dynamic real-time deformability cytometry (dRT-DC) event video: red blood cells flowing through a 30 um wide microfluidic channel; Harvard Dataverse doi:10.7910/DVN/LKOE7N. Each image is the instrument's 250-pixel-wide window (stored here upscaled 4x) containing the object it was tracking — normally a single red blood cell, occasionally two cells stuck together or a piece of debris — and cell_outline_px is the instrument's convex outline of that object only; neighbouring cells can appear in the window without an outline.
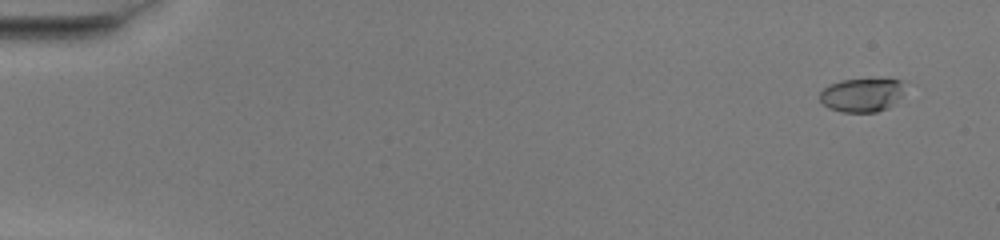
{"species": "common noctule bat (a hibernating species)", "species_latin": "Nyctalus noctula", "temperature_condition": "warm", "stored_images_in_passage": 52, "camera_frame_rate_fps": 3000, "um_per_image_px": 0.085, "animal": {"sex": "female", "body_mass_g": 20.0, "forearm_length_mm": 54.0}, "frame": {"image": 1, "passage_image": 4, "time_ms": 1.0, "image_size_px": [1000, 240], "cell_outline_px": [[900, 96], [888, 108], [876, 112], [840, 112], [828, 108], [820, 100], [820, 92], [828, 84], [840, 80], [900, 80]], "centroid_in_image_um": [73.15, 8.1], "position_along_channel_um": 11.9, "area_um2": 16.18}}
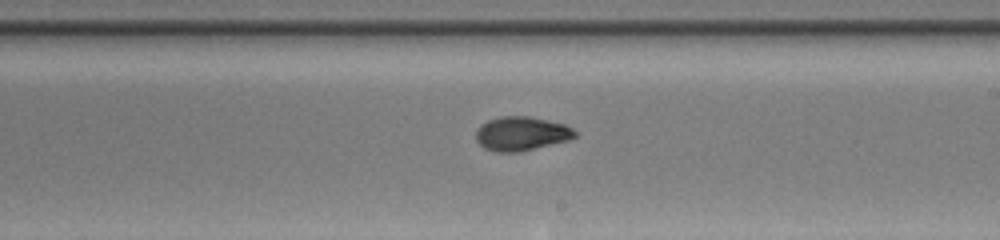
{"frame": {"image": 2, "passage_image": 32, "time_ms": 10.333, "image_size_px": [1000, 240], "cell_outline_px": [[576, 136], [568, 140], [520, 152], [496, 152], [484, 148], [476, 140], [476, 132], [480, 124], [488, 120], [500, 116], [528, 116], [564, 124], [572, 128], [576, 132]], "centroid_in_image_um": [44.29, 11.36], "position_along_channel_um": 244.7, "area_um2": 19.59}}
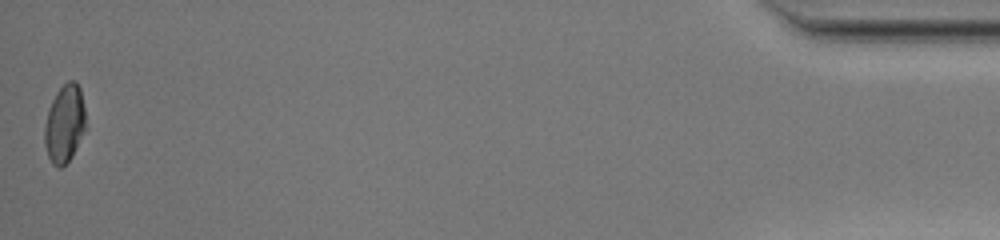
{"frame": {"image": 3, "passage_image": 52, "time_ms": 17.0, "image_size_px": [1000, 240], "cell_outline_px": [[88, 128], [72, 156], [60, 168], [56, 168], [52, 164], [48, 156], [44, 144], [44, 128], [48, 108], [56, 92], [68, 80], [76, 80], [80, 88]], "centroid_in_image_um": [5.51, 10.52], "position_along_channel_um": 429.7, "area_um2": 19.13}, "authors_computed_cell_mechanics": {"area_um2": 19.0451, "velocity_mm_per_s": 4.1188, "shape_relaxation_time_tau1_ms": 4.3278, "shape_relaxation_time_tau2_ms": 1.7898, "deformation_change_tau1": 0.2162, "deformation_change_tau2": 0.0576}}